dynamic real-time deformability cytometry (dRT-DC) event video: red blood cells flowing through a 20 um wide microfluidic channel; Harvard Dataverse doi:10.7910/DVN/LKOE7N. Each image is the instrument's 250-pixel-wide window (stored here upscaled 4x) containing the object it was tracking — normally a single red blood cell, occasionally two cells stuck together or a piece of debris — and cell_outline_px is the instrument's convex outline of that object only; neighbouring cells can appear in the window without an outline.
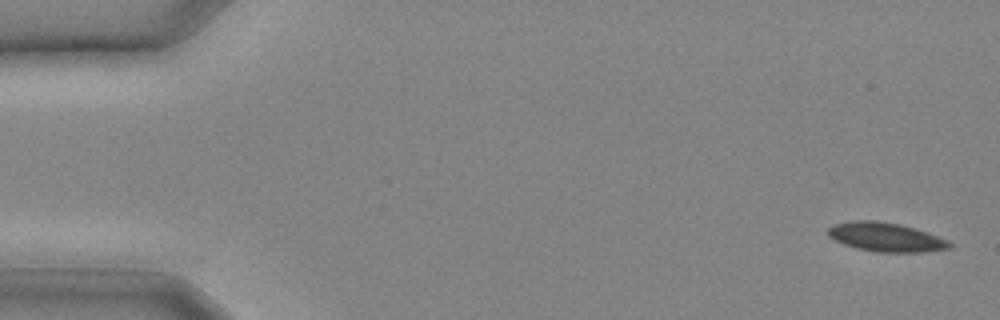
{"species": "common noctule bat (a hibernating species)", "species_latin": "Nyctalus noctula", "temperature_condition": "cold", "stored_images_in_passage": 7, "camera_frame_rate_fps": 3000, "um_per_image_px": 0.085, "animal": {"sex": "male", "body_mass_g": 20.4}, "frame": {"image": 1, "passage_image": 1, "time_ms": 0.0, "image_size_px": [1000, 320], "cell_outline_px": [[952, 248], [924, 252], [876, 252], [856, 248], [844, 244], [828, 236], [828, 228], [832, 224], [852, 220], [876, 220], [900, 224], [948, 240], [952, 244]], "centroid_in_image_um": [75.26, 20.15], "position_along_channel_um": 9.7, "area_um2": 20.46}}